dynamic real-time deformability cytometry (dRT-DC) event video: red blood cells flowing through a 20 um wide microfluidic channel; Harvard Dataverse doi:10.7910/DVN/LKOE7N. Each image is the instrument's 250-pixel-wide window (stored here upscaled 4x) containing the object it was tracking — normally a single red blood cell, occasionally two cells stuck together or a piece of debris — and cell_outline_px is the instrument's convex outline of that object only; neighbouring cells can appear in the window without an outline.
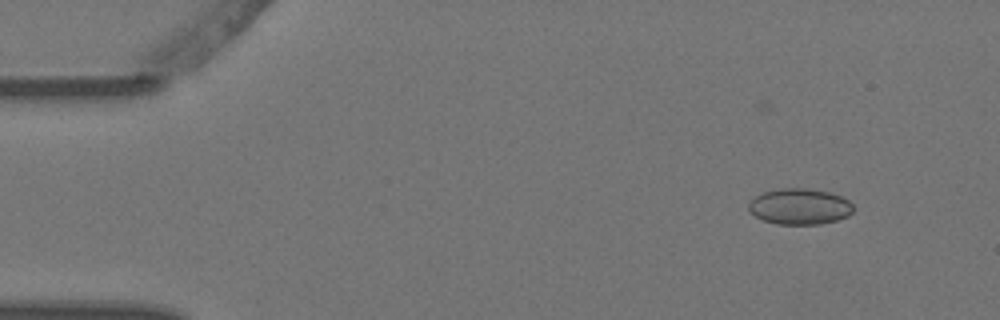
{"species": "Egyptian fruit bat (a non-hibernating species)", "species_latin": "Rousettus aegyptiacus", "temperature_condition": "warm", "stored_images_in_passage": 6, "camera_frame_rate_fps": 3000, "um_per_image_px": 0.085, "animal": {"sex": "female"}, "frame": {"image": 1, "passage_image": 1, "time_ms": 0.0, "image_size_px": [1000, 320], "cell_outline_px": [[852, 212], [848, 216], [836, 220], [820, 224], [776, 224], [764, 220], [748, 212], [748, 204], [756, 196], [764, 192], [780, 188], [808, 188], [828, 192], [840, 196], [848, 200], [852, 204]], "centroid_in_image_um": [67.95, 17.55], "position_along_channel_um": 17.0, "area_um2": 21.85}}
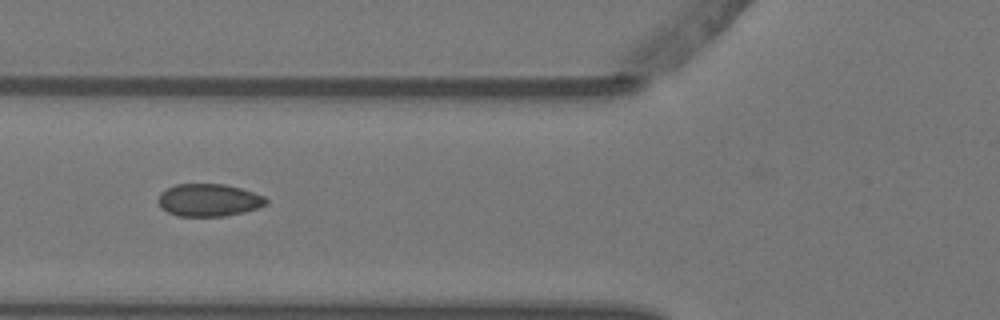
{"frame": {"image": 2, "passage_image": 4, "time_ms": 1.0, "image_size_px": [1000, 320], "cell_outline_px": [[268, 204], [244, 212], [224, 216], [176, 216], [168, 212], [160, 204], [160, 192], [176, 184], [224, 184], [240, 188], [264, 196], [268, 200]], "centroid_in_image_um": [17.78, 17.01], "position_along_channel_um": 108.0, "area_um2": 20.23}}
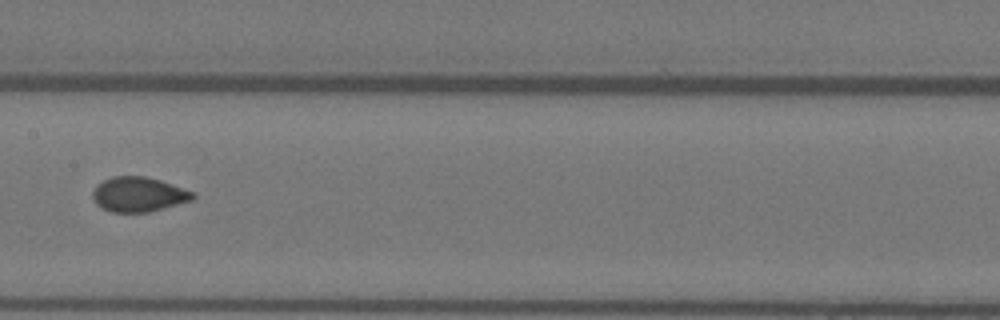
{"frame": {"image": 3, "passage_image": 6, "time_ms": 1.667, "image_size_px": [1000, 320], "cell_outline_px": [[196, 196], [192, 200], [164, 208], [148, 212], [112, 212], [96, 204], [92, 200], [92, 192], [96, 184], [112, 176], [144, 176], [160, 180], [196, 192]], "centroid_in_image_um": [11.78, 16.52], "position_along_channel_um": 195.6, "area_um2": 20.4}}